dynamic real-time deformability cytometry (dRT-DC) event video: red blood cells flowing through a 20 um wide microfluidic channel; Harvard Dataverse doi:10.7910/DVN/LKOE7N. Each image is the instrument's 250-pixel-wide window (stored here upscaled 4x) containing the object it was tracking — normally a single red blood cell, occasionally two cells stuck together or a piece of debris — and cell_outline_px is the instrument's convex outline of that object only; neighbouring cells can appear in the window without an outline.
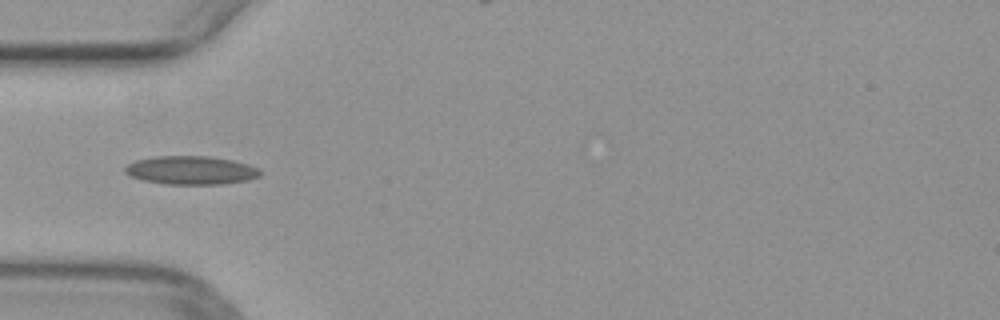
{"species": "common noctule bat (a hibernating species)", "species_latin": "Nyctalus noctula", "temperature_condition": "warm", "stored_images_in_passage": 49, "camera_frame_rate_fps": 3000, "um_per_image_px": 0.085, "animal": {"sex": "female", "body_mass_g": 29.2, "forearm_length_mm": 56.3}, "frame": {"image": 1, "passage_image": 15, "time_ms": 4.667, "image_size_px": [1000, 320], "cell_outline_px": [[264, 172], [260, 176], [248, 180], [224, 184], [164, 184], [144, 180], [132, 176], [124, 172], [124, 168], [128, 164], [136, 160], [156, 156], [208, 156], [232, 160], [248, 164], [260, 168]], "centroid_in_image_um": [16.29, 14.47], "position_along_channel_um": 68.7, "area_um2": 22.54}}
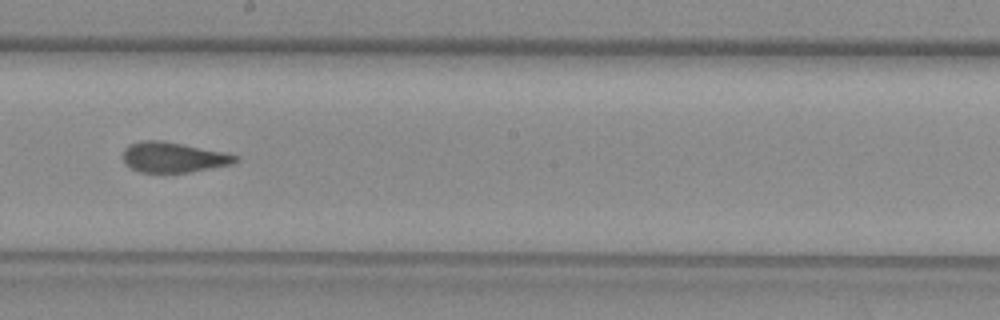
{"frame": {"image": 2, "passage_image": 27, "time_ms": 8.667, "image_size_px": [1000, 320], "cell_outline_px": [[240, 156], [232, 164], [188, 172], [140, 172], [124, 164], [124, 148], [128, 144], [140, 140], [160, 140], [228, 152]], "centroid_in_image_um": [14.73, 13.35], "position_along_channel_um": 233.5, "area_um2": 19.88}}
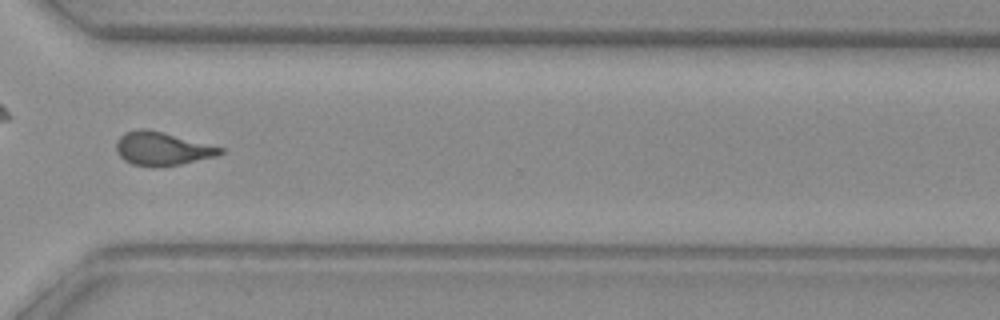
{"frame": {"image": 3, "passage_image": 36, "time_ms": 11.667, "image_size_px": [1000, 320], "cell_outline_px": [[224, 152], [216, 156], [180, 164], [132, 164], [124, 160], [116, 152], [116, 140], [124, 132], [140, 128], [148, 128], [164, 132], [224, 148]], "centroid_in_image_um": [13.76, 12.58], "position_along_channel_um": 356.8, "area_um2": 19.77}}